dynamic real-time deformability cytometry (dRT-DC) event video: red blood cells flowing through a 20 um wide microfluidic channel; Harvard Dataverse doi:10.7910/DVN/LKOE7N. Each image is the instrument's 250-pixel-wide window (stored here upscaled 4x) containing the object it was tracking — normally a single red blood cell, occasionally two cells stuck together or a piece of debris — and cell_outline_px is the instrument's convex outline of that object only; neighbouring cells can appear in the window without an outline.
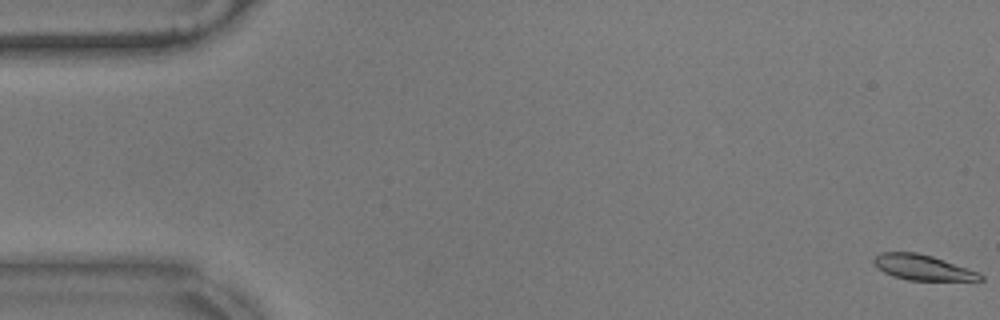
{"species": "common noctule bat (a hibernating species)", "species_latin": "Nyctalus noctula", "temperature_condition": "warm", "stored_images_in_passage": 21, "camera_frame_rate_fps": 3000, "um_per_image_px": 0.085, "animal": {"sex": "male", "body_mass_g": 17.9}, "frame": {"image": 1, "passage_image": 1, "time_ms": 0.0, "image_size_px": [1000, 320], "cell_outline_px": [[984, 280], [908, 280], [892, 276], [884, 272], [872, 260], [880, 252], [916, 252], [932, 256], [980, 272], [984, 276]], "centroid_in_image_um": [78.46, 22.73], "position_along_channel_um": 6.5, "area_um2": 15.61}}
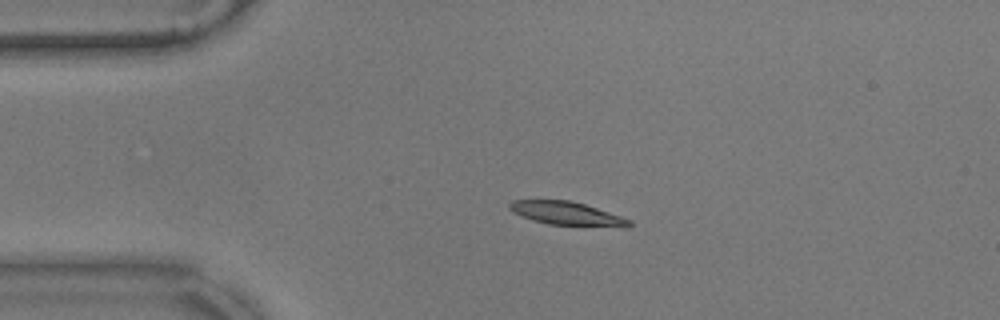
{"frame": {"image": 2, "passage_image": 13, "time_ms": 4.0, "image_size_px": [1000, 320], "cell_outline_px": [[632, 224], [624, 228], [548, 224], [532, 220], [520, 216], [512, 212], [508, 208], [508, 204], [512, 200], [568, 200], [584, 204], [632, 220]], "centroid_in_image_um": [48.17, 18.16], "position_along_channel_um": 36.8, "area_um2": 16.53}}